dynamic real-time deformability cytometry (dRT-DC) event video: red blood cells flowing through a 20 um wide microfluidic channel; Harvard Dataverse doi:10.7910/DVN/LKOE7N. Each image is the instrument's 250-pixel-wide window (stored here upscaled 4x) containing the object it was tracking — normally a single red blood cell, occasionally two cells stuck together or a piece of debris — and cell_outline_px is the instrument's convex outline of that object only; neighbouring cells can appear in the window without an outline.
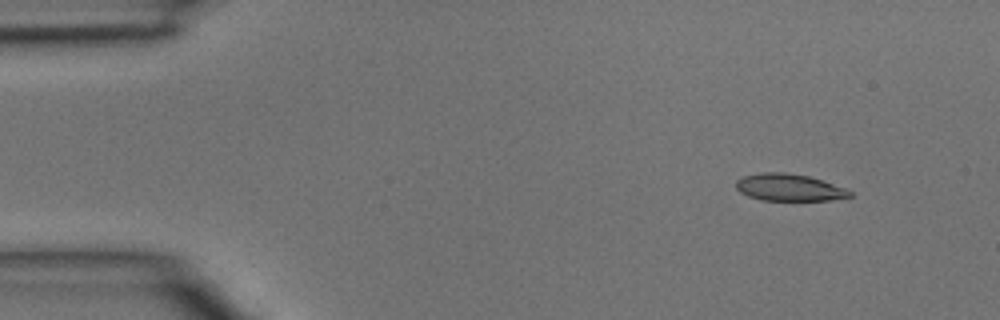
{"species": "common noctule bat (a hibernating species)", "species_latin": "Nyctalus noctula", "temperature_condition": "room temperature", "stored_images_in_passage": 3, "camera_frame_rate_fps": 3000, "um_per_image_px": 0.085, "animal": {"sex": "male", "body_mass_g": 15.6}, "frame": {"image": 1, "passage_image": 1, "time_ms": 0.0, "image_size_px": [1000, 320], "cell_outline_px": [[852, 196], [832, 200], [760, 200], [748, 196], [740, 192], [736, 188], [736, 180], [740, 176], [760, 172], [784, 172], [808, 176], [848, 188], [852, 192]], "centroid_in_image_um": [67.06, 15.93], "position_along_channel_um": 17.9, "area_um2": 18.15}}
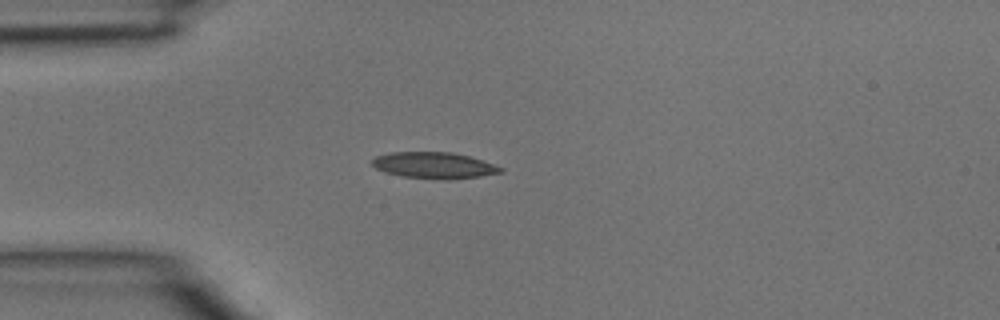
{"frame": {"image": 2, "passage_image": 3, "time_ms": 0.667, "image_size_px": [1000, 320], "cell_outline_px": [[504, 172], [480, 176], [452, 180], [444, 180], [400, 176], [384, 172], [376, 168], [372, 164], [372, 160], [376, 156], [392, 152], [452, 152], [468, 156], [504, 168]], "centroid_in_image_um": [36.89, 14.06], "position_along_channel_um": 48.1, "area_um2": 19.71}}